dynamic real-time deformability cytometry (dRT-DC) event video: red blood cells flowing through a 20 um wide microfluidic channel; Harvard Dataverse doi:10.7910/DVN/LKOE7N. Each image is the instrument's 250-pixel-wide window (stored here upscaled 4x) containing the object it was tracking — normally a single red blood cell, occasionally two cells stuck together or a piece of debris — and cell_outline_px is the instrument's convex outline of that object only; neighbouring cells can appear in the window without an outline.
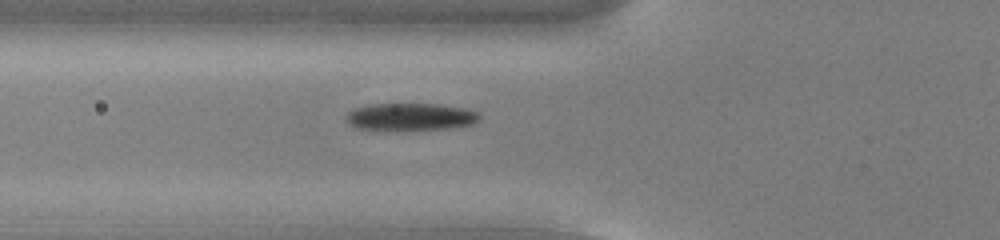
{"species": "common noctule bat (a hibernating species)", "species_latin": "Nyctalus noctula", "temperature_condition": "cold", "stored_images_in_passage": 36, "camera_frame_rate_fps": 3000, "um_per_image_px": 0.085, "animal": {"sex": "male", "body_mass_g": 13.0, "forearm_length_mm": 53.1}, "frame": {"image": 1, "passage_image": 5, "time_ms": 1.333, "image_size_px": [1000, 240], "cell_outline_px": [[480, 120], [472, 124], [448, 128], [356, 128], [348, 124], [348, 112], [356, 108], [372, 104], [440, 104], [464, 108], [480, 112]], "centroid_in_image_um": [34.97, 9.89], "position_along_channel_um": 90.8, "area_um2": 20.46}}
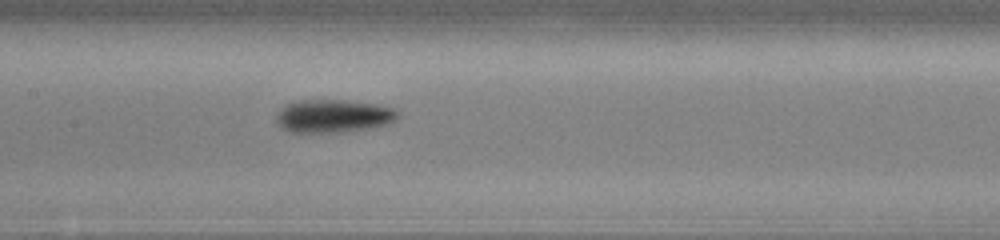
{"frame": {"image": 2, "passage_image": 12, "time_ms": 3.667, "image_size_px": [1000, 240], "cell_outline_px": [[400, 116], [396, 120], [388, 124], [340, 132], [288, 132], [280, 128], [276, 120], [276, 116], [292, 100], [340, 100], [372, 104], [396, 108], [400, 112]], "centroid_in_image_um": [28.34, 9.86], "position_along_channel_um": 179.1, "area_um2": 23.24}}
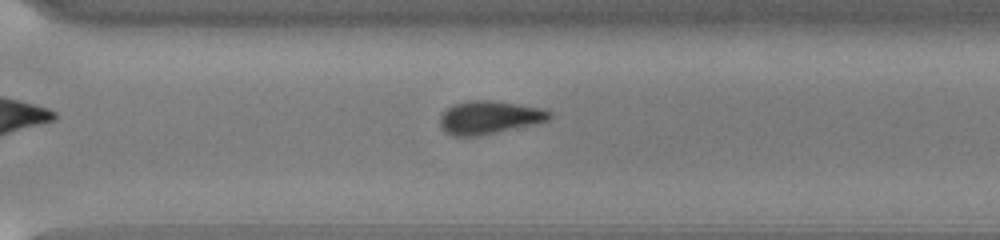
{"frame": {"image": 3, "passage_image": 24, "time_ms": 7.667, "image_size_px": [1000, 240], "cell_outline_px": [[552, 116], [548, 120], [536, 124], [480, 136], [452, 136], [444, 132], [440, 128], [440, 116], [452, 104], [468, 100], [488, 100], [516, 104], [540, 108], [552, 112]], "centroid_in_image_um": [41.56, 10.0], "position_along_channel_um": 329.0, "area_um2": 21.27}}